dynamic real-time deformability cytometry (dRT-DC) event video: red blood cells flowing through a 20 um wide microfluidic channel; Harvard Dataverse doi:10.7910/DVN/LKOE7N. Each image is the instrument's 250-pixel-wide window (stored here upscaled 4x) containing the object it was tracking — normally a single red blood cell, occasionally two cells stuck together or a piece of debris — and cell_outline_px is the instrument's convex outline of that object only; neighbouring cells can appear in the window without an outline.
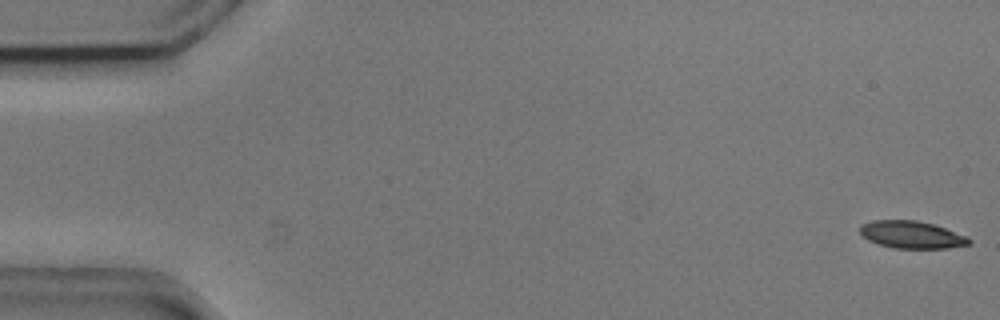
{"species": "common noctule bat (a hibernating species)", "species_latin": "Nyctalus noctula", "temperature_condition": "cold", "stored_images_in_passage": 14, "camera_frame_rate_fps": 3000, "um_per_image_px": 0.085, "animal": {"sex": "male", "body_mass_g": 20.5, "forearm_length_mm": 52.5}, "frame": {"image": 1, "passage_image": 1, "time_ms": 0.0, "image_size_px": [1000, 320], "cell_outline_px": [[972, 244], [948, 248], [892, 248], [868, 240], [860, 232], [860, 224], [872, 220], [916, 220], [932, 224], [968, 236], [972, 240]], "centroid_in_image_um": [77.51, 19.95], "position_along_channel_um": 7.5, "area_um2": 17.4}}